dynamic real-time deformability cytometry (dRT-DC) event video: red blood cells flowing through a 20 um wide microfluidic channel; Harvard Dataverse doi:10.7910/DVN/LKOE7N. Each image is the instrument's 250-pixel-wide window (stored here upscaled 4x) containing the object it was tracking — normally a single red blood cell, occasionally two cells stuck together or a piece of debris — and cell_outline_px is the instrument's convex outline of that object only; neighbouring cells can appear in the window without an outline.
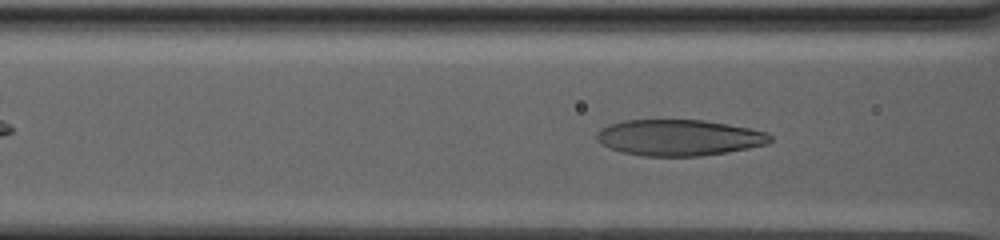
{"species": "human", "species_latin": "Homo sapiens", "temperature_condition": "warm", "stored_images_in_passage": 83, "camera_frame_rate_fps": 3000, "um_per_image_px": 0.085, "donor": {"sex": "male"}, "frame": {"image": 1, "passage_image": 37, "time_ms": 12.0, "image_size_px": [1000, 240], "cell_outline_px": [[772, 140], [768, 144], [728, 152], [700, 156], [640, 156], [624, 152], [600, 144], [596, 140], [596, 132], [600, 128], [608, 124], [624, 120], [704, 120], [728, 124], [768, 132], [772, 136]], "centroid_in_image_um": [57.7, 11.69], "position_along_channel_um": 108.9, "area_um2": 36.7}}
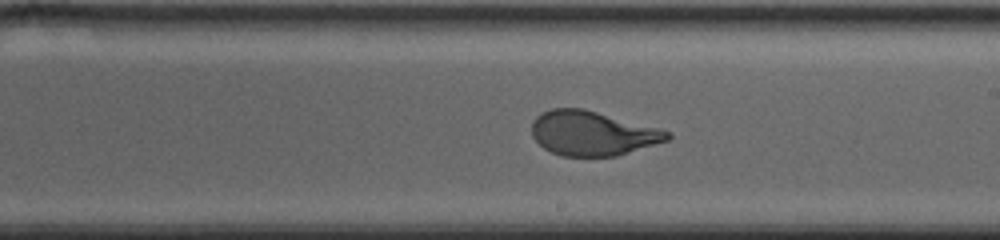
{"frame": {"image": 2, "passage_image": 52, "time_ms": 17.0, "image_size_px": [1000, 240], "cell_outline_px": [[672, 136], [668, 140], [616, 156], [560, 156], [544, 148], [532, 136], [532, 120], [540, 112], [552, 108], [584, 108], [660, 128], [672, 132]], "centroid_in_image_um": [50.35, 11.31], "position_along_channel_um": 238.6, "area_um2": 35.32}}
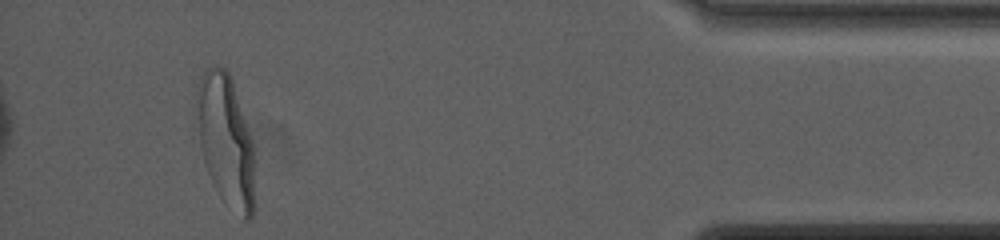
{"frame": {"image": 3, "passage_image": 78, "time_ms": 25.667, "image_size_px": [1000, 240], "cell_outline_px": [[252, 216], [248, 220], [244, 220], [220, 196], [212, 184], [204, 160], [200, 144], [200, 76], [204, 68], [212, 64], [216, 64], [224, 68], [228, 72], [232, 80], [252, 140]], "centroid_in_image_um": [19.2, 11.92], "position_along_channel_um": 416.0, "area_um2": 42.37}, "authors_computed_cell_mechanics": {"area_um2": 39.1884, "velocity_mm_per_s": 2.5997, "shape_relaxation_time_tau1_ms": 6.4905, "shape_relaxation_time_tau2_ms": null, "deformation_change_tau1": 0.2382, "deformation_change_tau2": null}}